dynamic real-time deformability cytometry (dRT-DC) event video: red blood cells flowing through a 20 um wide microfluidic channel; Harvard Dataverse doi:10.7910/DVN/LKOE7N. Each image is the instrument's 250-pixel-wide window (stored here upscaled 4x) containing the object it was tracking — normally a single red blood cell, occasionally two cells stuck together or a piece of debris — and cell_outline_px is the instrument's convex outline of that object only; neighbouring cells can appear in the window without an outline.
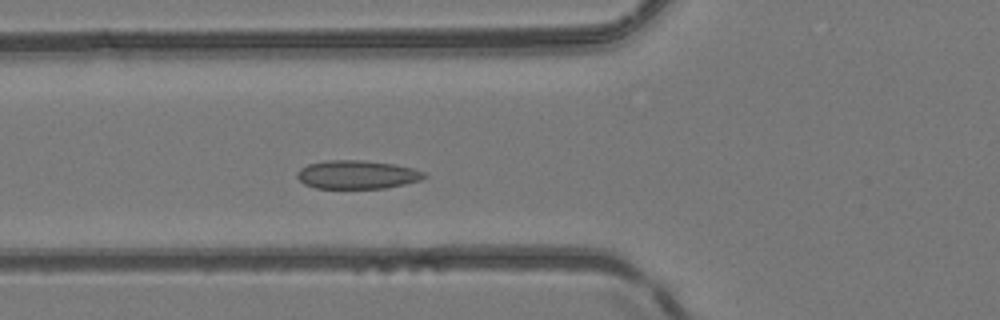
{"species": "common noctule bat (a hibernating species)", "species_latin": "Nyctalus noctula", "temperature_condition": "room temperature", "stored_images_in_passage": 43, "camera_frame_rate_fps": 3000, "um_per_image_px": 0.085, "animal": {"sex": "female", "body_mass_g": 24.6, "forearm_length_mm": 56.2}, "frame": {"image": 1, "passage_image": 12, "time_ms": 3.667, "image_size_px": [1000, 320], "cell_outline_px": [[428, 176], [420, 180], [404, 184], [384, 188], [316, 188], [304, 184], [296, 176], [296, 172], [300, 168], [308, 164], [324, 160], [364, 160], [396, 164], [412, 168], [424, 172]], "centroid_in_image_um": [30.34, 14.83], "position_along_channel_um": 95.5, "area_um2": 21.21}}
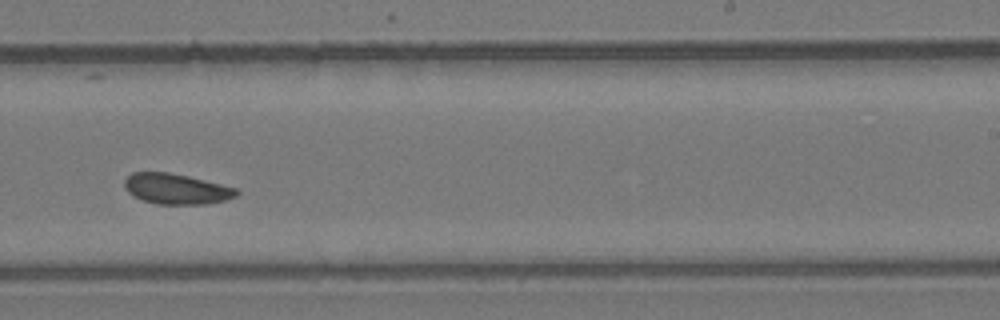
{"frame": {"image": 2, "passage_image": 25, "time_ms": 8.0, "image_size_px": [1000, 320], "cell_outline_px": [[240, 192], [236, 196], [224, 200], [208, 204], [156, 204], [132, 196], [124, 188], [124, 180], [132, 172], [168, 172], [188, 176], [236, 188]], "centroid_in_image_um": [14.96, 16.06], "position_along_channel_um": 274.0, "area_um2": 19.88}}
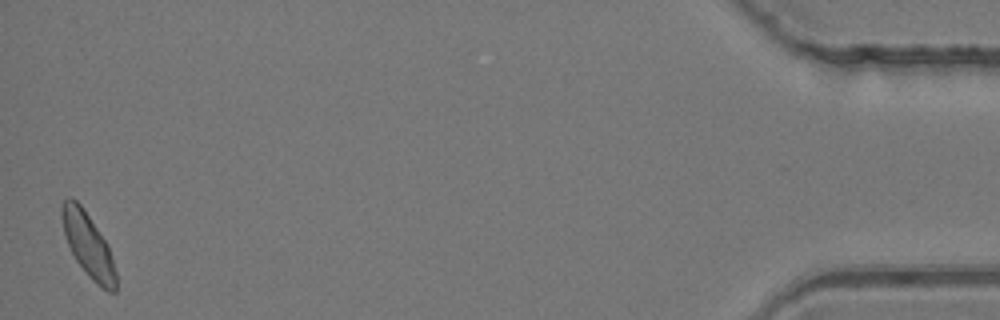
{"frame": {"image": 3, "passage_image": 43, "time_ms": 14.0, "image_size_px": [1000, 320], "cell_outline_px": [[116, 292], [108, 292], [96, 284], [88, 276], [76, 260], [68, 244], [64, 232], [60, 216], [60, 204], [68, 196], [72, 196], [80, 204], [108, 244], [116, 272]], "centroid_in_image_um": [7.48, 20.81], "position_along_channel_um": 427.7, "area_um2": 20.17}, "authors_computed_cell_mechanics": {"area_um2": 20.1722, "velocity_mm_per_s": 4.1226, "shape_relaxation_time_tau1_ms": 4.5631, "shape_relaxation_time_tau2_ms": null, "deformation_change_tau1": 0.0643, "deformation_change_tau2": null}}